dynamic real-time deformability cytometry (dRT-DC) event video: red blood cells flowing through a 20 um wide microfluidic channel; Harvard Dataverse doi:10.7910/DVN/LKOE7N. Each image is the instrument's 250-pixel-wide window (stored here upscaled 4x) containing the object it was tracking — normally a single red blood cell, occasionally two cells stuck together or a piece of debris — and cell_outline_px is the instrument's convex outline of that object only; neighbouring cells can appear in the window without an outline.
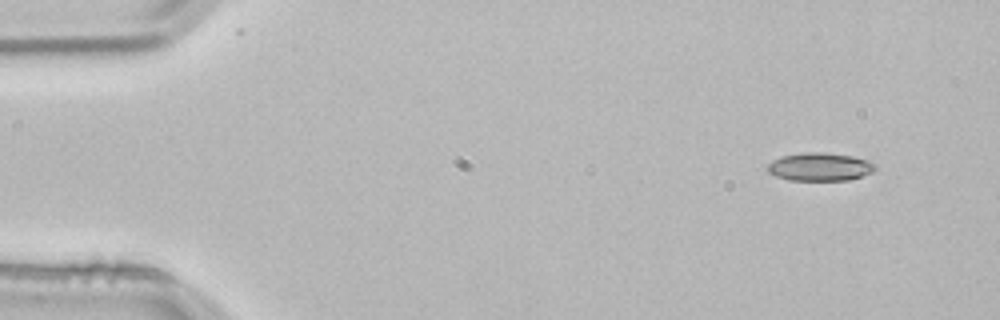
{"species": "common noctule bat (a hibernating species)", "species_latin": "Nyctalus noctula", "temperature_condition": "room temperature", "stored_images_in_passage": 3, "camera_frame_rate_fps": 3000, "um_per_image_px": 0.085, "animal": {"sex": "male", "body_mass_g": 21.5, "forearm_length_mm": 52.0}, "frame": {"image": 1, "passage_image": 1, "time_ms": 0.0, "image_size_px": [1000, 320], "cell_outline_px": [[876, 168], [872, 172], [848, 180], [788, 180], [776, 176], [768, 172], [768, 164], [772, 160], [780, 156], [808, 152], [820, 152], [852, 156], [868, 160], [876, 164]], "centroid_in_image_um": [69.68, 14.18], "position_along_channel_um": 15.3, "area_um2": 17.57}}
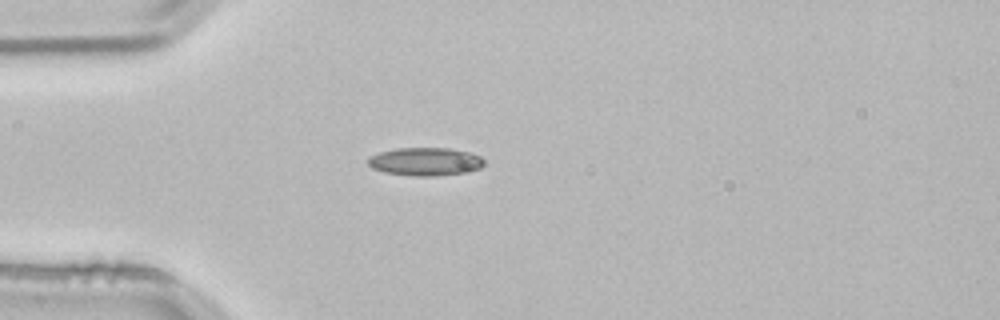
{"frame": {"image": 2, "passage_image": 3, "time_ms": 0.667, "image_size_px": [1000, 320], "cell_outline_px": [[484, 164], [480, 168], [464, 172], [436, 176], [412, 176], [384, 172], [372, 168], [368, 164], [368, 156], [380, 152], [396, 148], [448, 148], [468, 152], [480, 156], [484, 160]], "centroid_in_image_um": [36.12, 13.73], "position_along_channel_um": 48.9, "area_um2": 19.02}}